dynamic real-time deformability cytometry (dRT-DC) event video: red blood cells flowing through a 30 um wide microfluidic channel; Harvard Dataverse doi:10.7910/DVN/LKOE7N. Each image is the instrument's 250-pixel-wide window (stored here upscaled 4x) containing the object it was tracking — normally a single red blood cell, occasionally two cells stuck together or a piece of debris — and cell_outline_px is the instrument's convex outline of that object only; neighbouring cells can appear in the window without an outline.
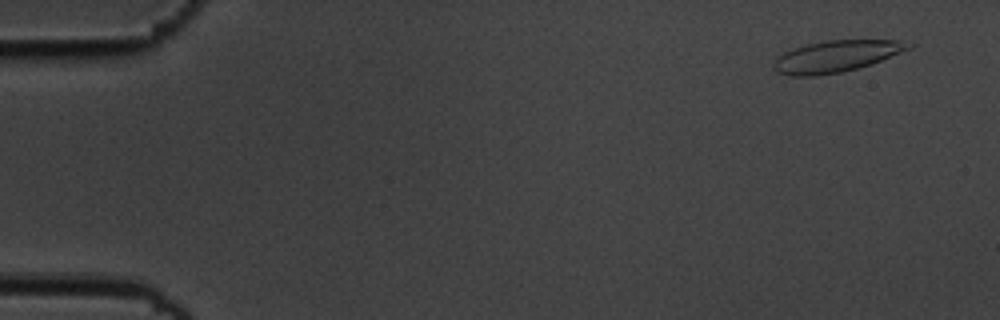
{"species": "common noctule bat (a hibernating species)", "species_latin": "Nyctalus noctula", "temperature_condition": "cold", "stored_images_in_passage": 50, "camera_frame_rate_fps": 3000, "um_per_image_px": 0.085, "animal": {"sex": "male", "body_mass_g": 19.5, "forearm_length_mm": 54.6}, "frame": {"image": 1, "passage_image": 1, "time_ms": 0.0, "image_size_px": [1000, 320], "cell_outline_px": [[916, 44], [912, 48], [880, 60], [856, 68], [840, 72], [816, 76], [788, 76], [776, 72], [772, 68], [772, 64], [776, 56], [792, 48], [808, 44], [828, 40], [900, 40]], "centroid_in_image_um": [71.01, 4.78], "position_along_channel_um": 14.0, "area_um2": 24.85}}
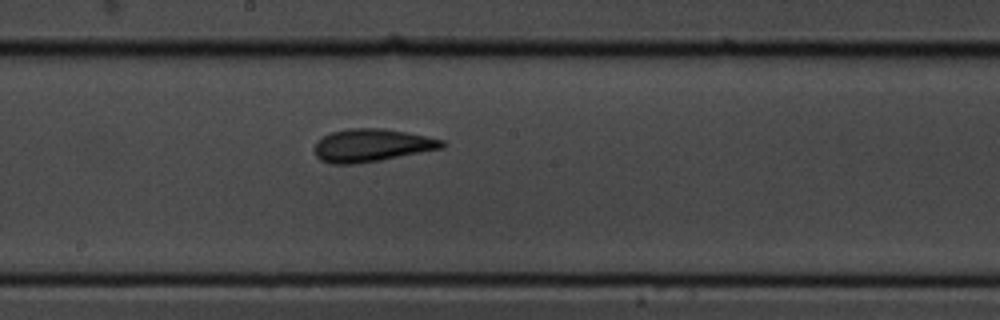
{"frame": {"image": 2, "passage_image": 28, "time_ms": 9.0, "image_size_px": [1000, 320], "cell_outline_px": [[444, 148], [380, 160], [352, 164], [332, 164], [320, 160], [316, 156], [316, 140], [332, 132], [348, 128], [384, 128], [408, 132], [444, 140]], "centroid_in_image_um": [31.6, 12.34], "position_along_channel_um": 216.6, "area_um2": 24.33}}
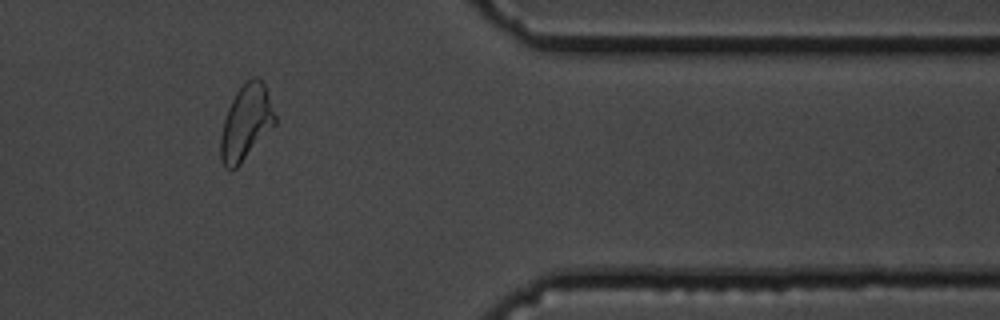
{"frame": {"image": 3, "passage_image": 44, "time_ms": 14.333, "image_size_px": [1000, 320], "cell_outline_px": [[276, 124], [240, 164], [236, 168], [224, 168], [220, 160], [220, 136], [224, 120], [228, 108], [236, 92], [244, 80], [252, 76], [260, 76], [268, 92], [276, 116]], "centroid_in_image_um": [20.92, 10.37], "position_along_channel_um": 390.5, "area_um2": 24.04}}